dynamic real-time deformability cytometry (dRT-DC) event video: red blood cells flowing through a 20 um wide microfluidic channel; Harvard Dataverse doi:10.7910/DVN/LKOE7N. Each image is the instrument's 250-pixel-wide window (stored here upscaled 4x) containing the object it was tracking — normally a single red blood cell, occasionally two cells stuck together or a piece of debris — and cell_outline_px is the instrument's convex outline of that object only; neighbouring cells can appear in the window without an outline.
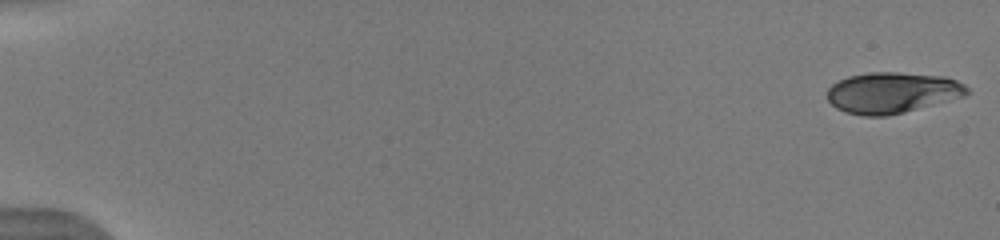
{"species": "human", "species_latin": "Homo sapiens", "temperature_condition": "warm", "stored_images_in_passage": 15, "camera_frame_rate_fps": 3000, "um_per_image_px": 0.085, "donor": {"sex": "male"}, "frame": {"image": 1, "passage_image": 1, "time_ms": 0.0, "image_size_px": [1000, 240], "cell_outline_px": [[968, 92], [964, 96], [904, 112], [888, 116], [864, 116], [844, 112], [836, 108], [828, 100], [828, 88], [832, 84], [848, 76], [868, 72], [896, 72], [944, 76], [956, 80], [964, 84], [968, 88]], "centroid_in_image_um": [75.81, 7.87], "position_along_channel_um": 9.2, "area_um2": 33.29}}
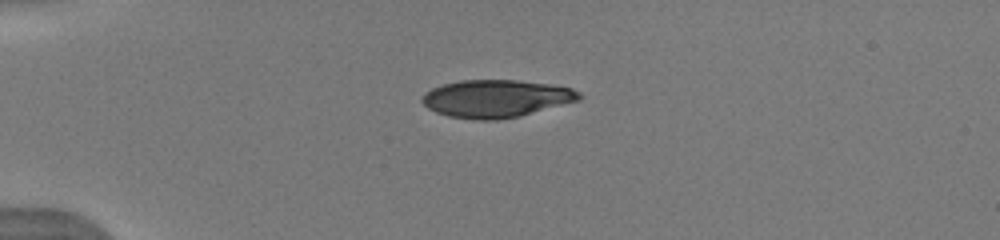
{"frame": {"image": 2, "passage_image": 10, "time_ms": 4.333, "image_size_px": [1000, 240], "cell_outline_px": [[580, 100], [520, 116], [496, 120], [476, 120], [448, 116], [436, 112], [428, 108], [420, 100], [420, 96], [424, 92], [432, 88], [444, 84], [460, 80], [516, 80], [548, 84], [572, 88], [580, 92]], "centroid_in_image_um": [42.13, 8.38], "position_along_channel_um": 42.9, "area_um2": 34.45}}